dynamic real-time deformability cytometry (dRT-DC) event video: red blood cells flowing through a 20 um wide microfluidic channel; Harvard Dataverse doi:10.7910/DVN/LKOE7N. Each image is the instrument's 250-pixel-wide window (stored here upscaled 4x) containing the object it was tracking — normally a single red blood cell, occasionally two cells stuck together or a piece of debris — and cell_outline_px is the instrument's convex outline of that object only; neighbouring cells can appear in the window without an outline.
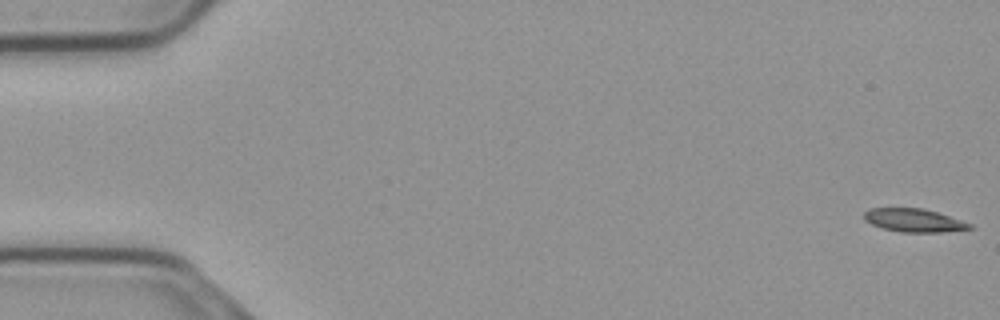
{"species": "common noctule bat (a hibernating species)", "species_latin": "Nyctalus noctula", "temperature_condition": "cold", "stored_images_in_passage": 15, "camera_frame_rate_fps": 3000, "um_per_image_px": 0.085, "animal": {"sex": "male", "body_mass_g": 23.1, "forearm_length_mm": 52.7}, "frame": {"image": 1, "passage_image": 1, "time_ms": 0.0, "image_size_px": [1000, 320], "cell_outline_px": [[976, 228], [940, 232], [900, 232], [884, 228], [872, 224], [864, 220], [864, 212], [868, 208], [924, 208], [972, 224]], "centroid_in_image_um": [77.67, 18.72], "position_along_channel_um": 7.3, "area_um2": 14.22}}